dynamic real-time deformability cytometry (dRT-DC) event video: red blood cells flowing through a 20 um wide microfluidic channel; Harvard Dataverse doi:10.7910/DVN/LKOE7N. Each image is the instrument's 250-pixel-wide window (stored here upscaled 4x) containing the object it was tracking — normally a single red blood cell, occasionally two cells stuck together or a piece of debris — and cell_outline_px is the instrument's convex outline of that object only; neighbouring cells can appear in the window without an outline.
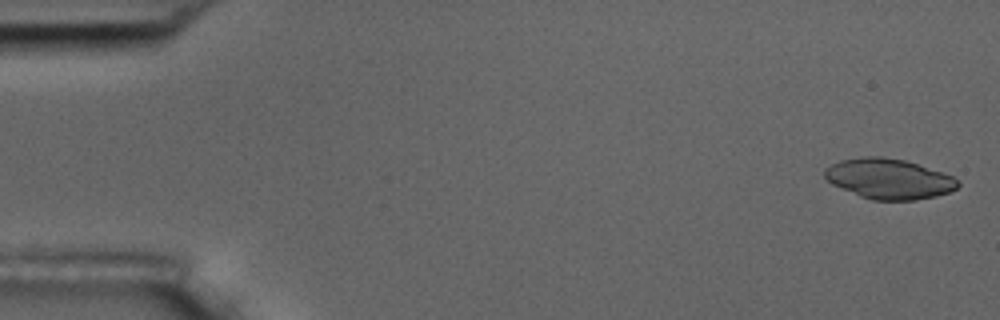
{"species": "common noctule bat (a hibernating species)", "species_latin": "Nyctalus noctula", "temperature_condition": "room temperature", "stored_images_in_passage": 7, "camera_frame_rate_fps": 3000, "um_per_image_px": 0.085, "animal": {"sex": "male", "body_mass_g": 17.5, "forearm_length_mm": 52.3}, "frame": {"image": 1, "passage_image": 1, "time_ms": 0.0, "image_size_px": [1000, 320], "cell_outline_px": [[960, 184], [956, 188], [948, 192], [936, 196], [916, 200], [872, 200], [860, 196], [832, 184], [824, 176], [824, 168], [840, 160], [864, 156], [880, 156], [904, 160], [952, 176], [960, 180]], "centroid_in_image_um": [75.54, 15.2], "position_along_channel_um": 9.5, "area_um2": 31.04}}